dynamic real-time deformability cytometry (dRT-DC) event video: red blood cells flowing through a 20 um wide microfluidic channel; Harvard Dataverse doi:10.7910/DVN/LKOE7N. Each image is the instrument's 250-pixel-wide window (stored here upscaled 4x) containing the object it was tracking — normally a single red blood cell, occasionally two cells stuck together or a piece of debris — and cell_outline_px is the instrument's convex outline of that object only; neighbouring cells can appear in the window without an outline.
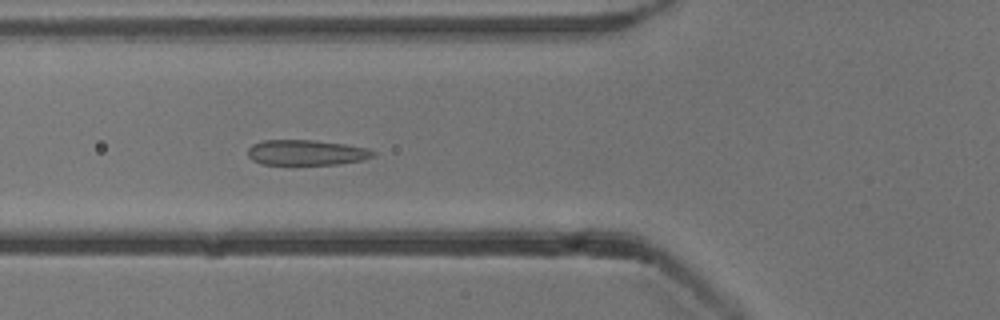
{"species": "common noctule bat (a hibernating species)", "species_latin": "Nyctalus noctula", "temperature_condition": "cold", "stored_images_in_passage": 54, "camera_frame_rate_fps": 3000, "um_per_image_px": 0.085, "animal": {"sex": "male", "body_mass_g": 13.3}, "frame": {"image": 1, "passage_image": 20, "time_ms": 6.333, "image_size_px": [1000, 320], "cell_outline_px": [[376, 156], [360, 160], [340, 164], [292, 168], [260, 164], [252, 160], [248, 156], [248, 148], [252, 144], [264, 140], [316, 140], [344, 144], [368, 148], [376, 152]], "centroid_in_image_um": [26.0, 13.03], "position_along_channel_um": 99.8, "area_um2": 19.71}}
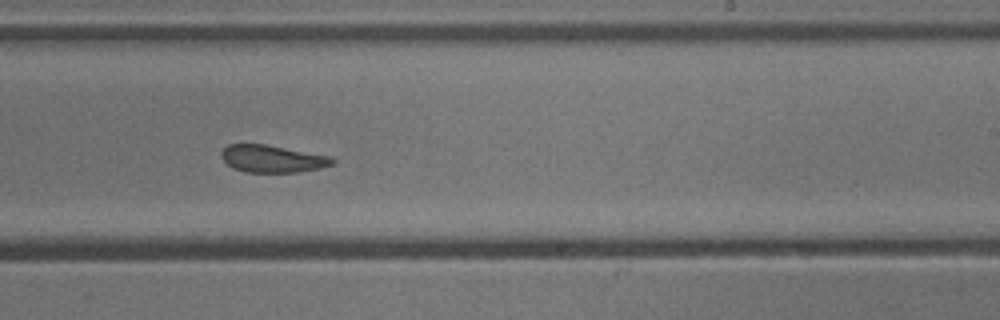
{"frame": {"image": 2, "passage_image": 33, "time_ms": 10.667, "image_size_px": [1000, 320], "cell_outline_px": [[336, 160], [332, 164], [320, 168], [296, 172], [244, 172], [232, 168], [220, 156], [220, 152], [228, 144], [264, 144], [332, 156]], "centroid_in_image_um": [23.14, 13.49], "position_along_channel_um": 265.9, "area_um2": 17.69}}
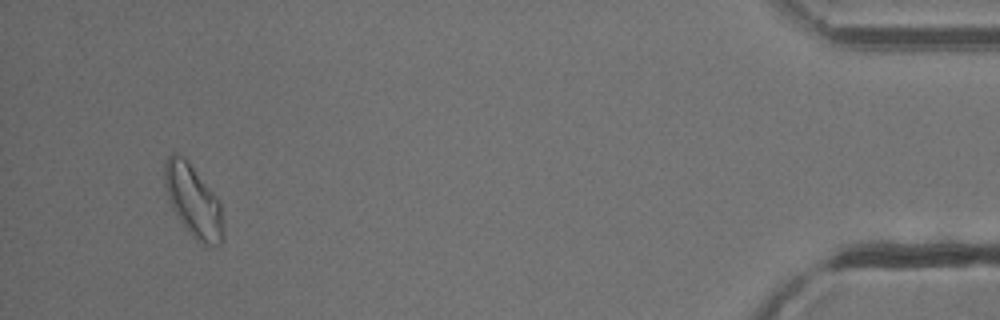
{"frame": {"image": 3, "passage_image": 51, "time_ms": 16.667, "image_size_px": [1000, 320], "cell_outline_px": [[224, 240], [220, 244], [204, 244], [196, 240], [192, 236], [180, 220], [172, 208], [164, 184], [164, 164], [168, 156], [172, 152], [184, 156], [188, 160], [216, 196], [220, 204], [224, 236]], "centroid_in_image_um": [16.42, 17.05], "position_along_channel_um": 418.8, "area_um2": 24.39}, "authors_computed_cell_mechanics": {"area_um2": 19.941, "velocity_mm_per_s": 3.8317, "shape_relaxation_time_tau1_ms": 2.695, "shape_relaxation_time_tau2_ms": 1.4565, "deformation_change_tau1": 0.0893, "deformation_change_tau2": 0.0739}}